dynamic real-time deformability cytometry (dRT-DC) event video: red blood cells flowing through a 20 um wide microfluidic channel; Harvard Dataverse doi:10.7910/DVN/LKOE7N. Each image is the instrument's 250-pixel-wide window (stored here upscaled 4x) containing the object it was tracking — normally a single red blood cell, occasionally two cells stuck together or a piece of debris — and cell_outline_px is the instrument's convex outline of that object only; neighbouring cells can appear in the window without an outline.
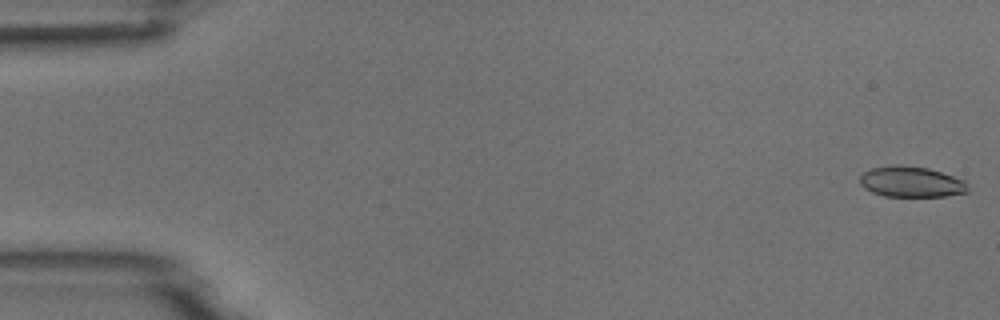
{"species": "common noctule bat (a hibernating species)", "species_latin": "Nyctalus noctula", "temperature_condition": "room temperature", "stored_images_in_passage": 6, "camera_frame_rate_fps": 3000, "um_per_image_px": 0.085, "animal": {"sex": "male", "body_mass_g": 18.8}, "frame": {"image": 1, "passage_image": 1, "time_ms": 0.0, "image_size_px": [1000, 320], "cell_outline_px": [[968, 192], [944, 196], [884, 196], [872, 192], [864, 188], [860, 184], [860, 176], [864, 172], [872, 168], [896, 164], [928, 168], [964, 180], [968, 188]], "centroid_in_image_um": [77.43, 15.45], "position_along_channel_um": 7.6, "area_um2": 19.19}}